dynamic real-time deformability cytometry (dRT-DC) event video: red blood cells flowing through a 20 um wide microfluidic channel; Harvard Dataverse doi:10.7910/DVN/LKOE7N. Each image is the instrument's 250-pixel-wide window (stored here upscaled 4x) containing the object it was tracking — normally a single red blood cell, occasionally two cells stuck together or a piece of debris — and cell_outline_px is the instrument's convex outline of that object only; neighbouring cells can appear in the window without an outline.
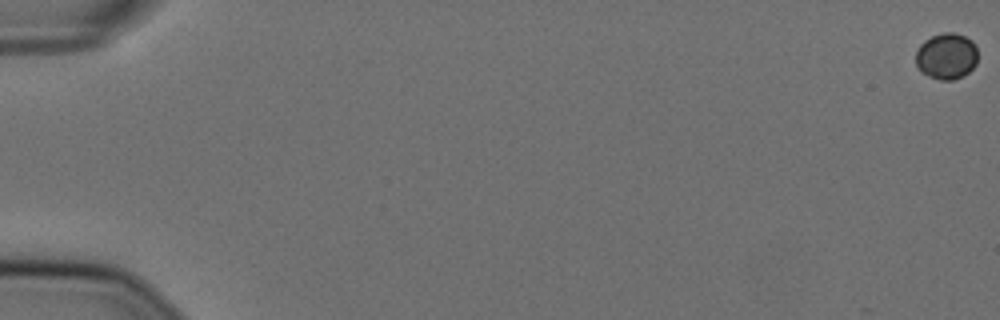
{"species": "Egyptian fruit bat (a non-hibernating species)", "species_latin": "Rousettus aegyptiacus", "temperature_condition": "cold", "stored_images_in_passage": 59, "camera_frame_rate_fps": 3000, "um_per_image_px": 0.085, "animal": {"sex": "female"}, "frame": {"image": 1, "passage_image": 1, "time_ms": 0.0, "image_size_px": [1000, 320], "cell_outline_px": [[976, 64], [964, 76], [952, 80], [940, 80], [928, 76], [920, 72], [916, 64], [916, 52], [920, 44], [924, 40], [932, 36], [944, 32], [952, 32], [964, 36], [972, 40], [976, 44]], "centroid_in_image_um": [80.44, 4.78], "position_along_channel_um": 4.6, "area_um2": 16.82}}
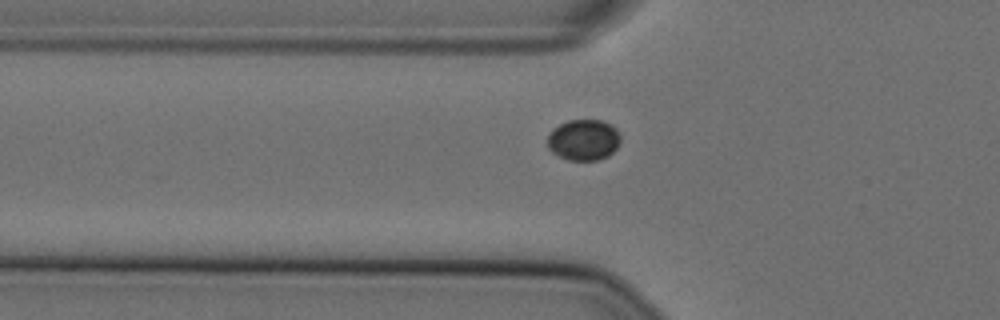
{"frame": {"image": 2, "passage_image": 22, "time_ms": 7.0, "image_size_px": [1000, 320], "cell_outline_px": [[620, 140], [616, 148], [608, 156], [596, 160], [568, 160], [552, 152], [548, 148], [548, 132], [552, 128], [568, 120], [604, 120], [612, 124], [616, 128], [620, 136]], "centroid_in_image_um": [49.6, 11.87], "position_along_channel_um": 76.2, "area_um2": 17.57}}
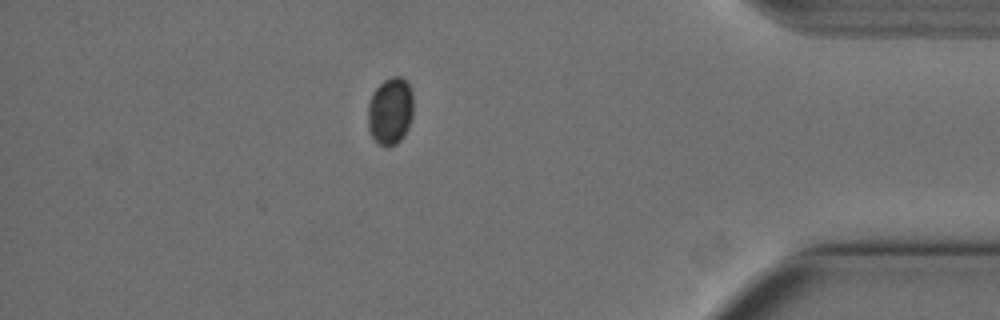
{"frame": {"image": 3, "passage_image": 52, "time_ms": 17.0, "image_size_px": [1000, 320], "cell_outline_px": [[412, 116], [408, 128], [404, 136], [396, 144], [388, 148], [384, 148], [372, 136], [368, 128], [368, 104], [372, 92], [384, 80], [392, 76], [400, 76], [408, 84], [412, 92]], "centroid_in_image_um": [33.16, 9.45], "position_along_channel_um": 402.0, "area_um2": 17.92}}